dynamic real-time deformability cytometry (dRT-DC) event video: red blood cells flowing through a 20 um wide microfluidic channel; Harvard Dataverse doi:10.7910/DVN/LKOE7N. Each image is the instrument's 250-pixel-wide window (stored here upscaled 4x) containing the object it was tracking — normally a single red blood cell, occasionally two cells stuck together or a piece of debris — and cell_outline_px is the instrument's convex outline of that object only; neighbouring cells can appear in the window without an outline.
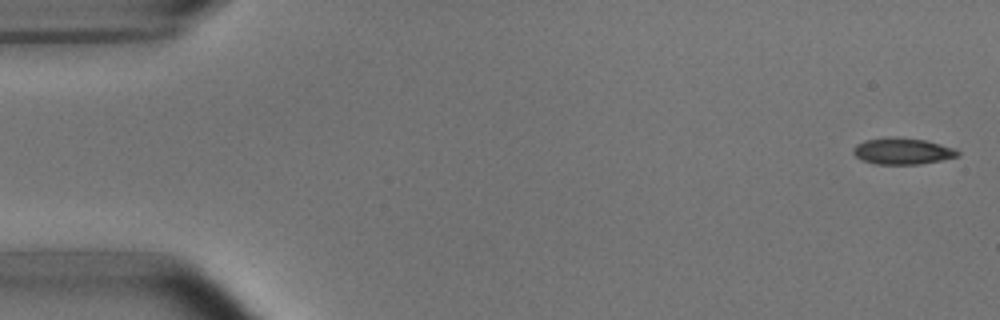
{"species": "common noctule bat (a hibernating species)", "species_latin": "Nyctalus noctula", "temperature_condition": "room temperature", "stored_images_in_passage": 4, "camera_frame_rate_fps": 3000, "um_per_image_px": 0.085, "animal": {"sex": "male", "body_mass_g": 15.6}, "frame": {"image": 1, "passage_image": 1, "time_ms": 0.0, "image_size_px": [1000, 320], "cell_outline_px": [[960, 156], [920, 164], [876, 164], [864, 160], [856, 156], [852, 152], [852, 148], [856, 144], [864, 140], [924, 140], [956, 148], [960, 152]], "centroid_in_image_um": [76.75, 12.9], "position_along_channel_um": 8.2, "area_um2": 15.26}}